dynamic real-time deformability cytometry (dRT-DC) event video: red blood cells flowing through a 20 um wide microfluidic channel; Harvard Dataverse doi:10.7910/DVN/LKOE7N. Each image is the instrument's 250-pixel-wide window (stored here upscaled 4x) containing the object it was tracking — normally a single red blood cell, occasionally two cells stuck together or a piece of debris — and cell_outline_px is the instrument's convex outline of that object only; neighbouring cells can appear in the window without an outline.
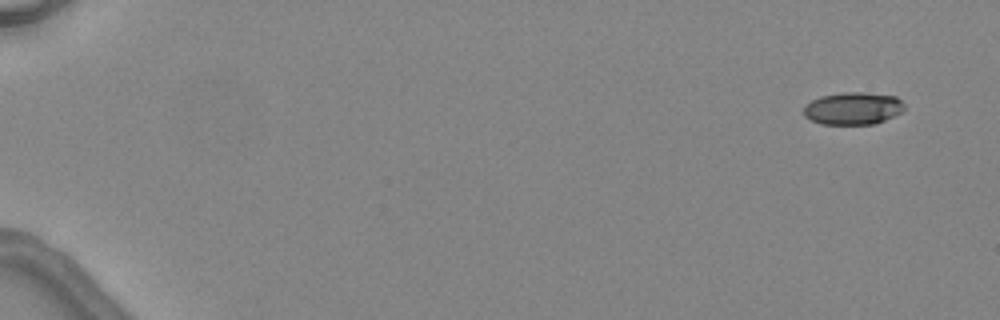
{"species": "common noctule bat (a hibernating species)", "species_latin": "Nyctalus noctula", "temperature_condition": "warm", "stored_images_in_passage": 3, "camera_frame_rate_fps": 3000, "um_per_image_px": 0.085, "animal": {"sex": "female", "body_mass_g": 24.6, "forearm_length_mm": 56.2}, "frame": {"image": 1, "passage_image": 1, "time_ms": 0.0, "image_size_px": [1000, 320], "cell_outline_px": [[904, 108], [900, 112], [876, 124], [820, 124], [804, 116], [804, 104], [820, 96], [844, 92], [860, 92], [896, 96], [904, 104]], "centroid_in_image_um": [72.47, 9.21], "position_along_channel_um": 12.5, "area_um2": 18.96}}